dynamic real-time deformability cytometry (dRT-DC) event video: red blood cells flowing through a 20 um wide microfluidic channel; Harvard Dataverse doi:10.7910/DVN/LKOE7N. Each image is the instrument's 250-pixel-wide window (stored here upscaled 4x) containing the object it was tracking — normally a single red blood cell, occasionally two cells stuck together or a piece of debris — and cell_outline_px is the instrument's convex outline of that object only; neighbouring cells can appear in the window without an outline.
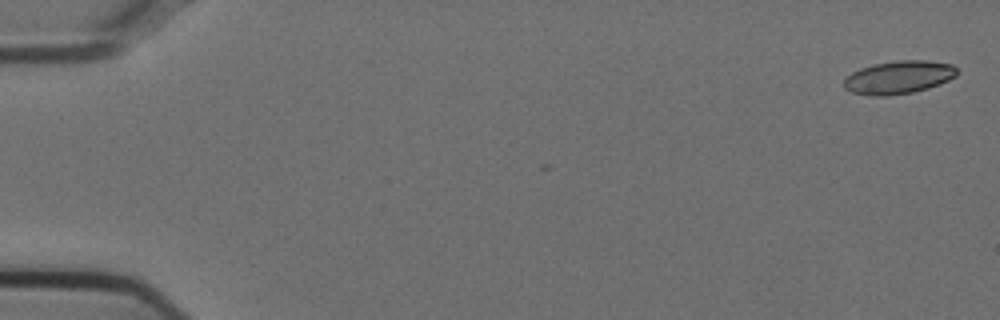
{"species": "Egyptian fruit bat (a non-hibernating species)", "species_latin": "Rousettus aegyptiacus", "temperature_condition": "cold", "stored_images_in_passage": 6, "camera_frame_rate_fps": 3000, "um_per_image_px": 0.085, "animal": {"sex": "female"}, "frame": {"image": 1, "passage_image": 1, "time_ms": 0.0, "image_size_px": [1000, 320], "cell_outline_px": [[956, 76], [940, 84], [928, 88], [912, 92], [888, 96], [868, 96], [852, 92], [844, 88], [844, 80], [852, 72], [860, 68], [876, 64], [900, 60], [924, 60], [952, 64], [956, 68]], "centroid_in_image_um": [76.37, 6.58], "position_along_channel_um": 8.6, "area_um2": 21.68}}